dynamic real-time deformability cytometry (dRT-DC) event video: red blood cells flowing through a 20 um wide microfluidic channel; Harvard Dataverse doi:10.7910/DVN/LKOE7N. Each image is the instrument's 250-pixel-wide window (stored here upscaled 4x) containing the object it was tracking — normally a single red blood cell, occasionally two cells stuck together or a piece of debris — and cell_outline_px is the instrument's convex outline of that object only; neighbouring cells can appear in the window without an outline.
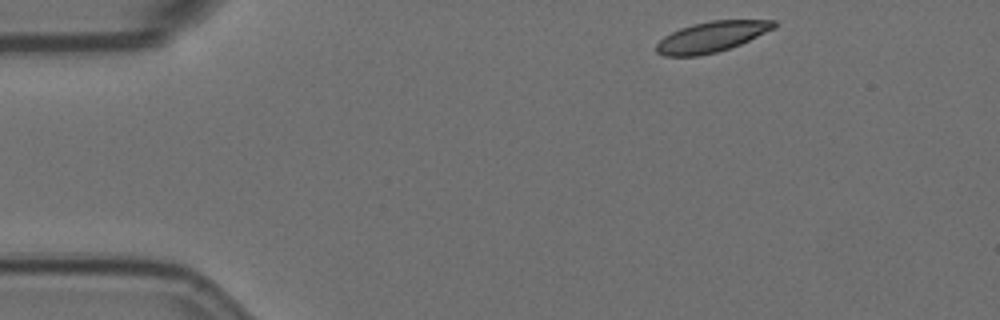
{"species": "Egyptian fruit bat (a non-hibernating species)", "species_latin": "Rousettus aegyptiacus", "temperature_condition": "room temperature", "stored_images_in_passage": 51, "camera_frame_rate_fps": 3000, "um_per_image_px": 0.085, "animal": {"sex": "female"}, "frame": {"image": 1, "passage_image": 1, "time_ms": 0.0, "image_size_px": [1000, 320], "cell_outline_px": [[776, 28], [740, 44], [716, 52], [700, 56], [664, 56], [656, 52], [656, 44], [664, 36], [680, 28], [692, 24], [712, 20], [776, 20]], "centroid_in_image_um": [60.48, 3.13], "position_along_channel_um": 24.5, "area_um2": 20.92}}
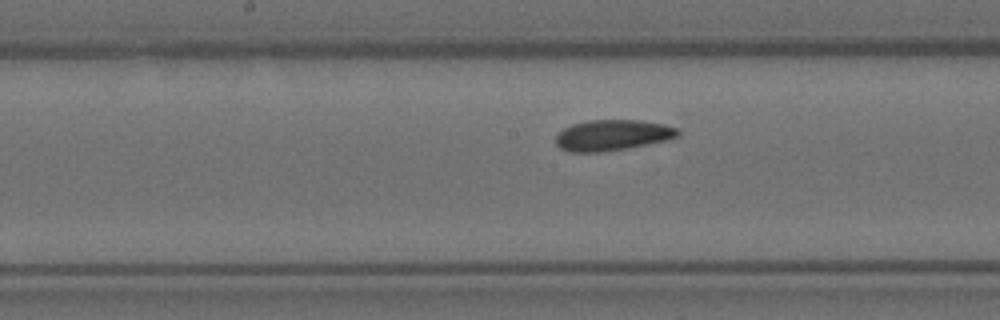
{"frame": {"image": 2, "passage_image": 22, "time_ms": 7.0, "image_size_px": [1000, 320], "cell_outline_px": [[680, 136], [664, 140], [628, 148], [600, 152], [568, 152], [560, 148], [556, 144], [556, 136], [564, 128], [572, 124], [588, 120], [640, 120], [664, 124], [676, 128], [680, 132]], "centroid_in_image_um": [52.04, 11.49], "position_along_channel_um": 196.2, "area_um2": 21.85}}
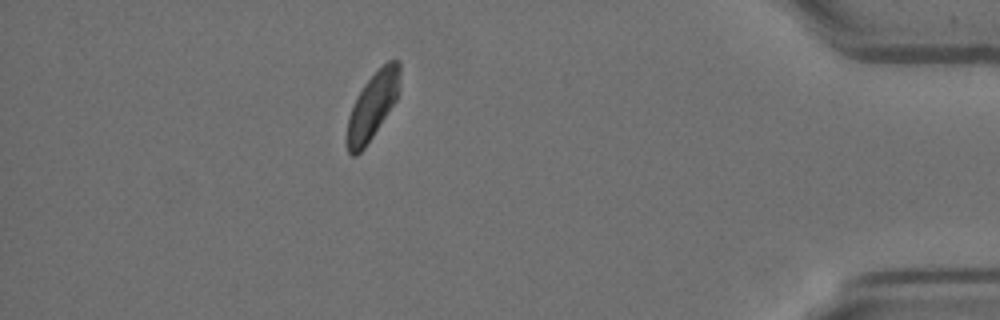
{"frame": {"image": 3, "passage_image": 44, "time_ms": 14.333, "image_size_px": [1000, 320], "cell_outline_px": [[400, 76], [396, 100], [364, 148], [356, 156], [352, 156], [348, 152], [344, 140], [348, 116], [356, 96], [364, 84], [388, 60], [400, 60]], "centroid_in_image_um": [31.61, 9.04], "position_along_channel_um": 403.6, "area_um2": 20.46}, "authors_computed_cell_mechanics": {"area_um2": 21.675, "velocity_mm_per_s": 3.4718, "shape_relaxation_time_tau1_ms": null, "shape_relaxation_time_tau2_ms": 3.637, "deformation_change_tau1": null, "deformation_change_tau2": 0.0732}}